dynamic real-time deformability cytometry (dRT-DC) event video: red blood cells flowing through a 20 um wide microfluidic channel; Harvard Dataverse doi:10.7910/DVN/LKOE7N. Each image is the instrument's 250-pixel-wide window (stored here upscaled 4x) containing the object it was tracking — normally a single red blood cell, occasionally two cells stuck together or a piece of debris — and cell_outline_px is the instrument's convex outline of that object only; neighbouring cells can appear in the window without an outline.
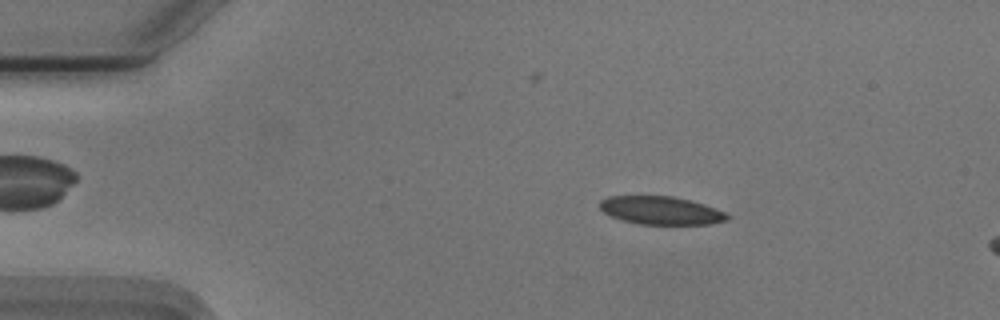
{"species": "Egyptian fruit bat (a non-hibernating species)", "species_latin": "Rousettus aegyptiacus", "temperature_condition": "cold", "stored_images_in_passage": 15, "camera_frame_rate_fps": 3000, "um_per_image_px": 0.085, "animal": {"sex": "male"}, "frame": {"image": 1, "passage_image": 9, "time_ms": 2.667, "image_size_px": [1000, 320], "cell_outline_px": [[732, 216], [728, 220], [712, 224], [640, 224], [620, 220], [604, 212], [600, 208], [600, 200], [608, 196], [672, 196], [704, 204], [724, 212]], "centroid_in_image_um": [56.19, 17.89], "position_along_channel_um": 28.8, "area_um2": 20.87}}